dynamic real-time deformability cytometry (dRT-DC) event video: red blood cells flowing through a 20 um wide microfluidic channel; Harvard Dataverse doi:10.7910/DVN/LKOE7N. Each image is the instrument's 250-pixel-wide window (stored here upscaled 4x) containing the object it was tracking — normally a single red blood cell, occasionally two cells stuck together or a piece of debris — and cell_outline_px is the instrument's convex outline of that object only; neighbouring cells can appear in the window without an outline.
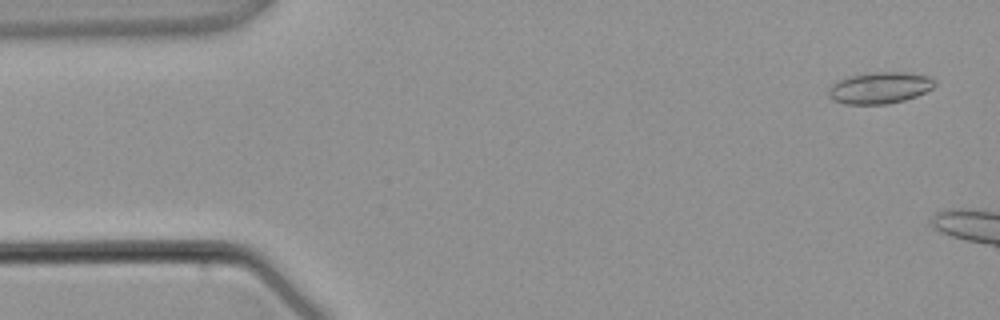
{"species": "common noctule bat (a hibernating species)", "species_latin": "Nyctalus noctula", "temperature_condition": "warm", "stored_images_in_passage": 4, "camera_frame_rate_fps": 3000, "um_per_image_px": 0.085, "animal": {"sex": "male", "body_mass_g": 21.5, "forearm_length_mm": 52.0}, "frame": {"image": 1, "passage_image": 1, "time_ms": 0.0, "image_size_px": [1000, 320], "cell_outline_px": [[936, 84], [932, 88], [916, 96], [904, 100], [888, 104], [844, 104], [832, 100], [828, 96], [828, 88], [836, 80], [848, 76], [872, 72], [908, 72], [928, 76], [936, 80]], "centroid_in_image_um": [74.75, 7.46], "position_along_channel_um": 10.3, "area_um2": 19.77}}